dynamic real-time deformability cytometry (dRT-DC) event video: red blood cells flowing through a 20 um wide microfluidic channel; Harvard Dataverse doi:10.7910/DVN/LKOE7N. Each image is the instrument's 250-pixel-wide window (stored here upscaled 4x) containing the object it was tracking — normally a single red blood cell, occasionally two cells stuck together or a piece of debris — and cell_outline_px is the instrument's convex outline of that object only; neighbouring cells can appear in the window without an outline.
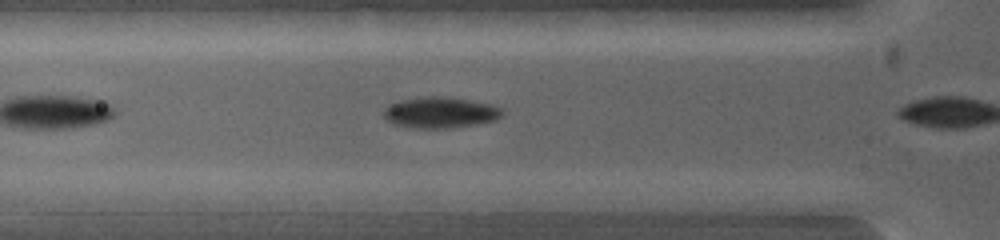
{"species": "common noctule bat (a hibernating species)", "species_latin": "Nyctalus noctula", "temperature_condition": "warm", "stored_images_in_passage": 4, "camera_frame_rate_fps": 5000, "um_per_image_px": 0.085, "animal": {"sex": "female", "body_mass_g": 19.0, "forearm_length_mm": 53.3}, "frame": {"image": 1, "passage_image": 2, "time_ms": 0.8, "image_size_px": [1000, 240], "cell_outline_px": [[580, 200], [564, 212], [496, 212], [492, 200], [500, 192], [556, 192]], "centroid_in_image_um": [45.29, 17.18], "position_along_channel_um": 80.5, "area_um2": 10.92}}